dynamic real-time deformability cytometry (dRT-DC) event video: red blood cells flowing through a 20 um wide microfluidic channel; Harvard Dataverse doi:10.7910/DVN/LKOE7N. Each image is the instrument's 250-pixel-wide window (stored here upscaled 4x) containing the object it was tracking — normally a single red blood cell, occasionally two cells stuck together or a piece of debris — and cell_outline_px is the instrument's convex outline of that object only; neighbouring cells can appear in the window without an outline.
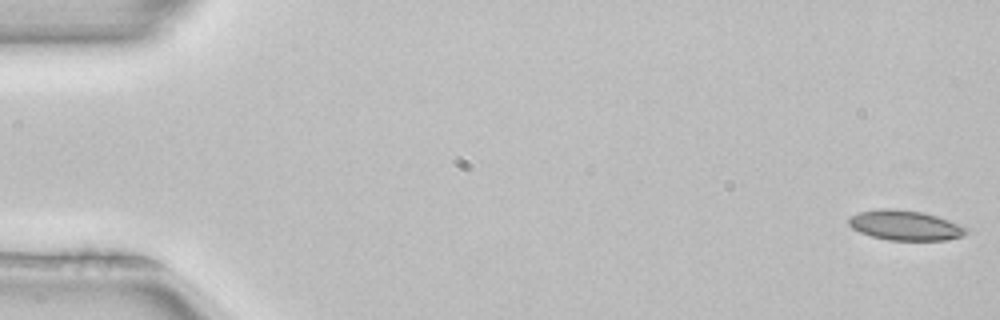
{"species": "common noctule bat (a hibernating species)", "species_latin": "Nyctalus noctula", "temperature_condition": "room temperature", "stored_images_in_passage": 53, "segment_of_instrument_passage": [1, 2], "camera_frame_rate_fps": 3000, "um_per_image_px": 0.085, "animal": {"sex": "female", "body_mass_g": 22.7, "forearm_length_mm": 54.2}, "frame": {"image": 1, "passage_image": 1, "time_ms": 0.0, "image_size_px": [1000, 320], "cell_outline_px": [[968, 232], [964, 236], [948, 240], [888, 240], [872, 236], [860, 232], [852, 228], [848, 224], [848, 220], [852, 216], [860, 212], [880, 208], [892, 208], [920, 212], [936, 216], [948, 220], [968, 228]], "centroid_in_image_um": [76.95, 19.16], "position_along_channel_um": 8.0, "area_um2": 20.4}}
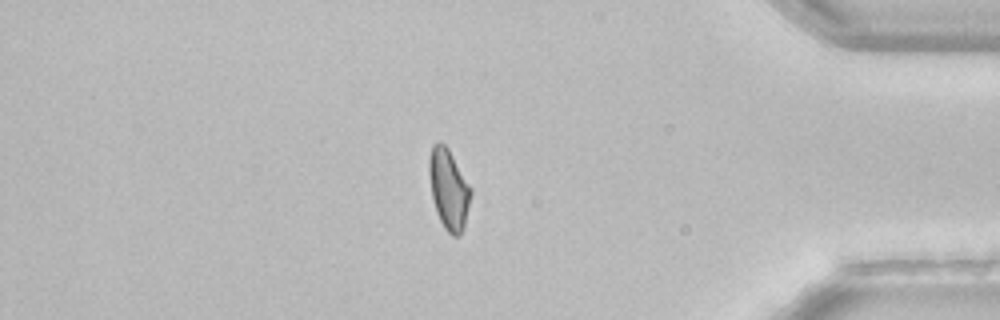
{"frame": {"image": 2, "passage_image": 44, "time_ms": 14.333, "image_size_px": [1000, 320], "cell_outline_px": [[472, 192], [464, 228], [460, 236], [452, 236], [444, 228], [436, 212], [432, 200], [428, 176], [428, 160], [432, 144], [440, 140], [448, 148], [472, 188]], "centroid_in_image_um": [38.12, 16.07], "position_along_channel_um": 397.1, "area_um2": 19.94}}